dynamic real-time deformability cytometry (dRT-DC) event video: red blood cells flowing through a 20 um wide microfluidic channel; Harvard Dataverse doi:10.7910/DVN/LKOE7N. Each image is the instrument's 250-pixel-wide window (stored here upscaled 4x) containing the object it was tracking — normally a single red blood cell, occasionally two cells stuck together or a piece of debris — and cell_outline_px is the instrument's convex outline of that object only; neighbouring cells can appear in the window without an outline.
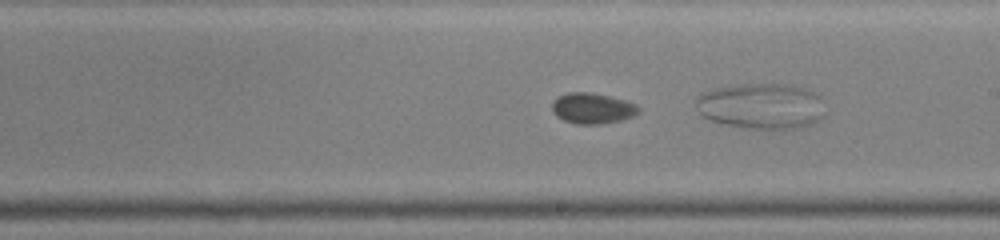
{"species": "common noctule bat (a hibernating species)", "species_latin": "Nyctalus noctula", "temperature_condition": "warm", "stored_images_in_passage": 38, "camera_frame_rate_fps": 3000, "um_per_image_px": 0.085, "animal": {"sex": "male", "body_mass_g": 19.0, "forearm_length_mm": 50.8}, "frame": {"image": 1, "passage_image": 22, "time_ms": 7.0, "image_size_px": [1000, 240], "cell_outline_px": [[640, 112], [632, 116], [620, 120], [600, 124], [576, 124], [564, 120], [556, 116], [552, 112], [552, 104], [560, 96], [568, 92], [588, 92], [608, 96], [624, 100], [636, 104], [640, 108]], "centroid_in_image_um": [50.36, 9.21], "position_along_channel_um": 238.6, "area_um2": 15.32}, "authors_computed_cell_mechanics": {"area_um2": 15.8661, "velocity_mm_per_s": 4.186, "shape_relaxation_time_tau1_ms": 0.9633, "shape_relaxation_time_tau2_ms": null, "deformation_change_tau1": 0.2297, "deformation_change_tau2": null}}